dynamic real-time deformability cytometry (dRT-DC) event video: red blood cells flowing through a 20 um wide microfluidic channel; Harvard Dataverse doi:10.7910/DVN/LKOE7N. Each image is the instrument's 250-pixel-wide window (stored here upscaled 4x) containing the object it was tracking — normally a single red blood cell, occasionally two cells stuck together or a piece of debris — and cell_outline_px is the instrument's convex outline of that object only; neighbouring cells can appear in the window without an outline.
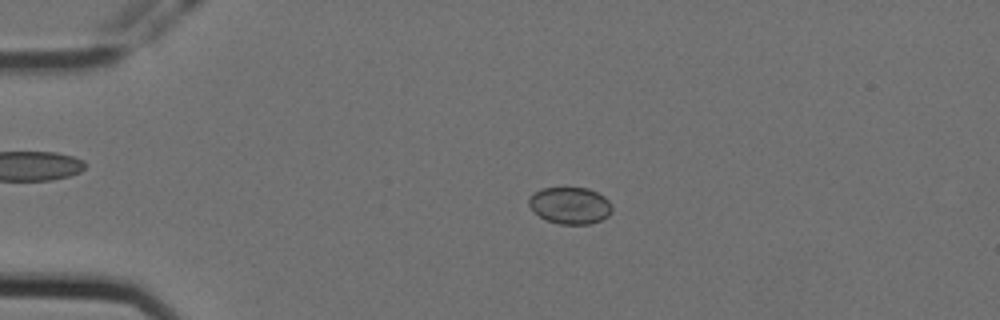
{"species": "Egyptian fruit bat (a non-hibernating species)", "species_latin": "Rousettus aegyptiacus", "temperature_condition": "cold", "stored_images_in_passage": 48, "camera_frame_rate_fps": 3000, "um_per_image_px": 0.085, "animal": {"sex": "female"}, "frame": {"image": 1, "passage_image": 4, "time_ms": 1.0, "image_size_px": [1000, 320], "cell_outline_px": [[612, 212], [608, 216], [600, 220], [588, 224], [560, 224], [548, 220], [540, 216], [528, 204], [528, 196], [532, 192], [540, 188], [564, 184], [588, 188], [604, 196], [612, 204]], "centroid_in_image_um": [48.43, 17.39], "position_along_channel_um": 36.6, "area_um2": 18.55}}
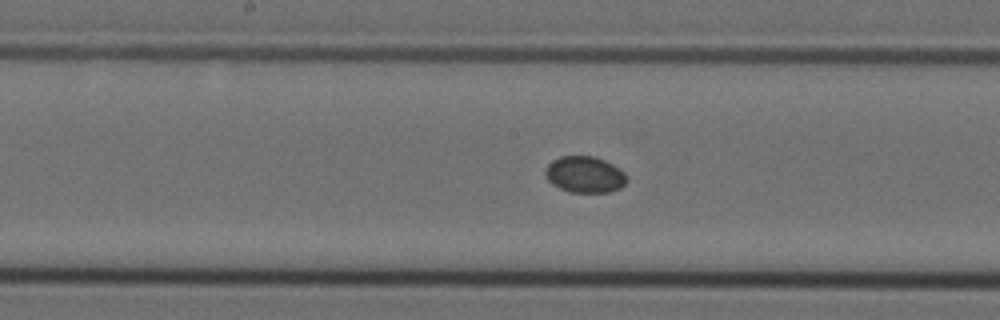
{"frame": {"image": 2, "passage_image": 21, "time_ms": 6.667, "image_size_px": [1000, 320], "cell_outline_px": [[628, 180], [620, 188], [608, 192], [568, 192], [552, 184], [544, 176], [544, 172], [548, 164], [552, 160], [560, 156], [592, 156], [604, 160], [612, 164], [624, 172]], "centroid_in_image_um": [49.68, 14.83], "position_along_channel_um": 198.5, "area_um2": 17.28}}
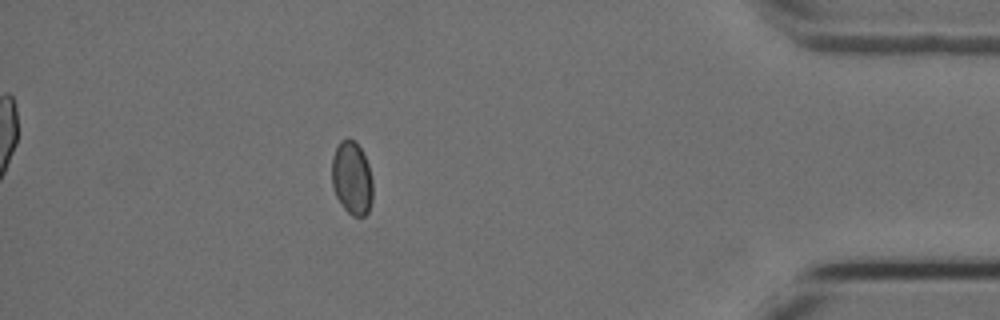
{"frame": {"image": 3, "passage_image": 42, "time_ms": 13.667, "image_size_px": [1000, 320], "cell_outline_px": [[372, 200], [368, 212], [364, 216], [352, 216], [344, 208], [336, 196], [332, 184], [332, 156], [340, 140], [348, 136], [356, 140], [368, 164], [372, 180]], "centroid_in_image_um": [29.9, 15.1], "position_along_channel_um": 405.3, "area_um2": 17.63}}